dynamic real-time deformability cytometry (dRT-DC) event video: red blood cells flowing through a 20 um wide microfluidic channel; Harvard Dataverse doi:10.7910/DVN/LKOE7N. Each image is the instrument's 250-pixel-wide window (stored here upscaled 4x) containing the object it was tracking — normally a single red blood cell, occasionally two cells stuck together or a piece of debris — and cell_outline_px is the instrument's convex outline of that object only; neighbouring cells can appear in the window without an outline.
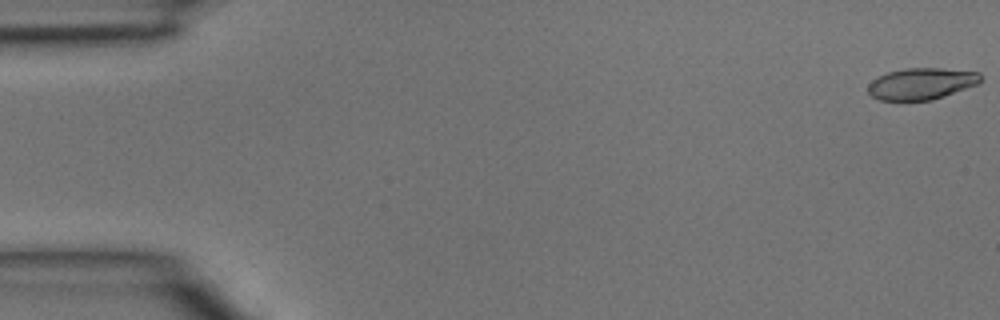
{"species": "common noctule bat (a hibernating species)", "species_latin": "Nyctalus noctula", "temperature_condition": "room temperature", "stored_images_in_passage": 4, "camera_frame_rate_fps": 3000, "um_per_image_px": 0.085, "animal": {"sex": "male", "body_mass_g": 15.6}, "frame": {"image": 1, "passage_image": 1, "time_ms": 0.0, "image_size_px": [1000, 320], "cell_outline_px": [[980, 80], [976, 84], [932, 100], [880, 100], [872, 96], [868, 92], [868, 84], [872, 80], [888, 72], [904, 68], [940, 68], [980, 72]], "centroid_in_image_um": [78.28, 7.11], "position_along_channel_um": 6.7, "area_um2": 20.4}}